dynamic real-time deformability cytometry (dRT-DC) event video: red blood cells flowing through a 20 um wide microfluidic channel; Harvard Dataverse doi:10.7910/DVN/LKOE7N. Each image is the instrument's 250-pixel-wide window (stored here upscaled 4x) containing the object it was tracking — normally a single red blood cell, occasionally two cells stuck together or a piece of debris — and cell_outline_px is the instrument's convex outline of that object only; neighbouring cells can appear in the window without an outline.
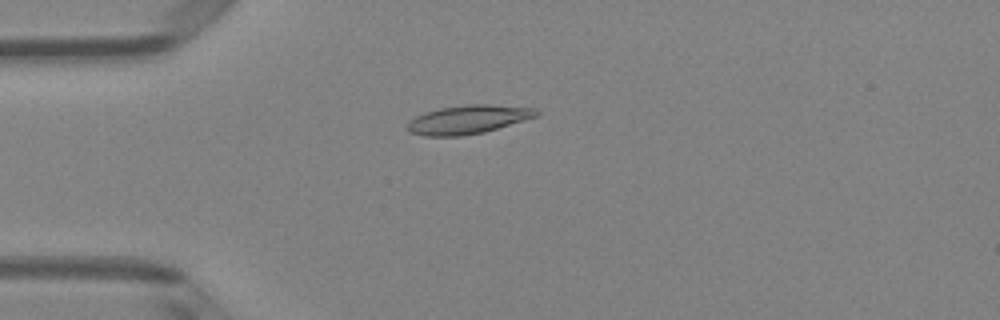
{"species": "Egyptian fruit bat (a non-hibernating species)", "species_latin": "Rousettus aegyptiacus", "temperature_condition": "room temperature", "stored_images_in_passage": 44, "camera_frame_rate_fps": 3000, "um_per_image_px": 0.085, "animal": {"sex": "female"}, "frame": {"image": 1, "passage_image": 7, "time_ms": 2.0, "image_size_px": [1000, 320], "cell_outline_px": [[540, 112], [536, 116], [484, 132], [460, 136], [424, 136], [408, 132], [408, 124], [416, 116], [424, 112], [440, 108], [468, 104], [492, 104], [536, 108]], "centroid_in_image_um": [39.78, 10.15], "position_along_channel_um": 45.2, "area_um2": 21.39}}
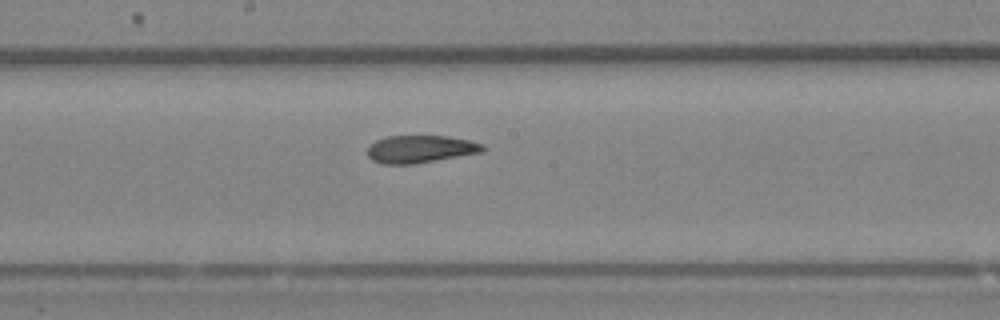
{"frame": {"image": 2, "passage_image": 21, "time_ms": 6.667, "image_size_px": [1000, 320], "cell_outline_px": [[484, 152], [416, 164], [384, 164], [372, 160], [368, 156], [368, 148], [376, 140], [384, 136], [448, 136], [468, 140], [484, 144]], "centroid_in_image_um": [35.75, 12.68], "position_along_channel_um": 212.4, "area_um2": 18.61}}
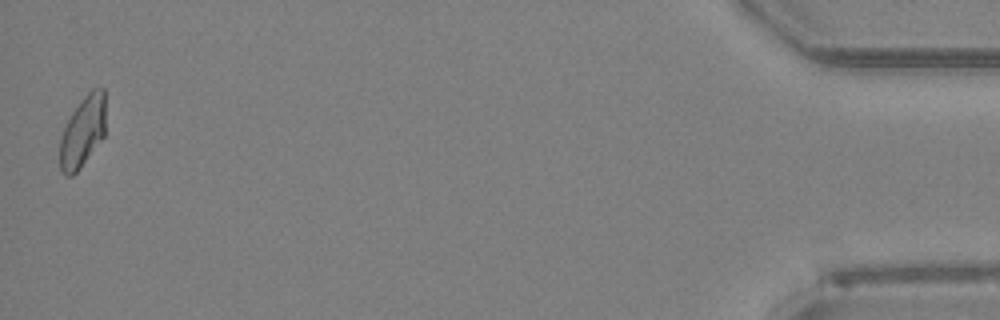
{"frame": {"image": 3, "passage_image": 44, "time_ms": 14.333, "image_size_px": [1000, 320], "cell_outline_px": [[104, 136], [80, 168], [72, 176], [68, 176], [60, 168], [60, 140], [64, 128], [72, 112], [80, 100], [92, 88], [104, 88]], "centroid_in_image_um": [7.02, 11.18], "position_along_channel_um": 428.2, "area_um2": 18.61}, "authors_computed_cell_mechanics": {"area_um2": 19.4208, "velocity_mm_per_s": 3.9927, "shape_relaxation_time_tau1_ms": 6.054, "shape_relaxation_time_tau2_ms": 1.9916, "deformation_change_tau1": 0.1779, "deformation_change_tau2": 0.08}}